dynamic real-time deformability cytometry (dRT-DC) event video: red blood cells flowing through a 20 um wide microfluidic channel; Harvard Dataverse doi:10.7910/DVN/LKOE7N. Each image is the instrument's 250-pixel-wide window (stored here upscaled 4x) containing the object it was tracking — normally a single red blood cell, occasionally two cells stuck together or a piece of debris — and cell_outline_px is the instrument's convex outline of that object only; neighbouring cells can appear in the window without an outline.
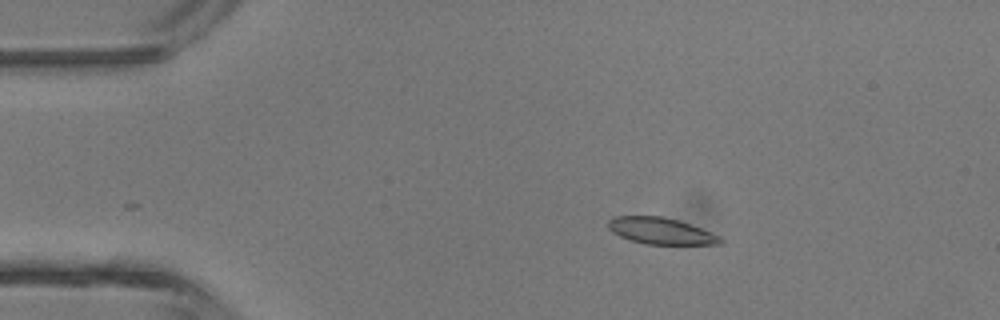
{"species": "common noctule bat (a hibernating species)", "species_latin": "Nyctalus noctula", "temperature_condition": "room temperature", "stored_images_in_passage": 29, "camera_frame_rate_fps": 3000, "um_per_image_px": 0.085, "animal": {"sex": "male", "body_mass_g": 13.3}, "frame": {"image": 1, "passage_image": 1, "time_ms": 0.0, "image_size_px": [1000, 320], "cell_outline_px": [[724, 240], [720, 244], [644, 244], [620, 236], [612, 232], [608, 228], [608, 220], [612, 216], [660, 216], [676, 220], [700, 228], [720, 236]], "centroid_in_image_um": [56.14, 19.63], "position_along_channel_um": 28.9, "area_um2": 17.11}}
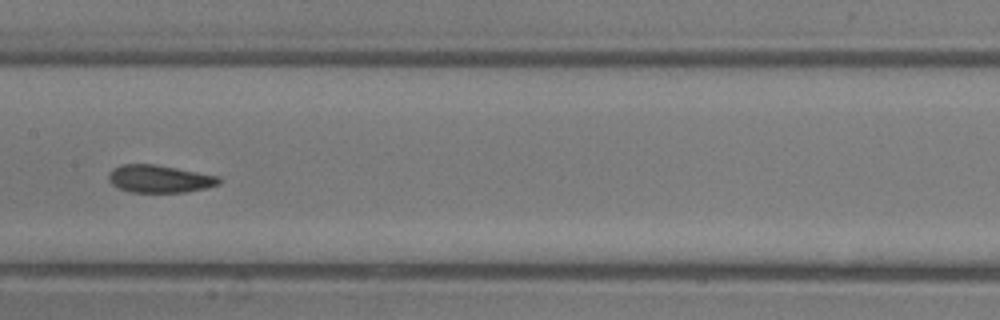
{"frame": {"image": 2, "passage_image": 16, "time_ms": 5.0, "image_size_px": [1000, 320], "cell_outline_px": [[220, 184], [204, 188], [184, 192], [132, 192], [120, 188], [112, 184], [108, 180], [108, 176], [112, 168], [124, 164], [156, 164], [220, 176]], "centroid_in_image_um": [13.56, 15.19], "position_along_channel_um": 193.8, "area_um2": 17.69}}
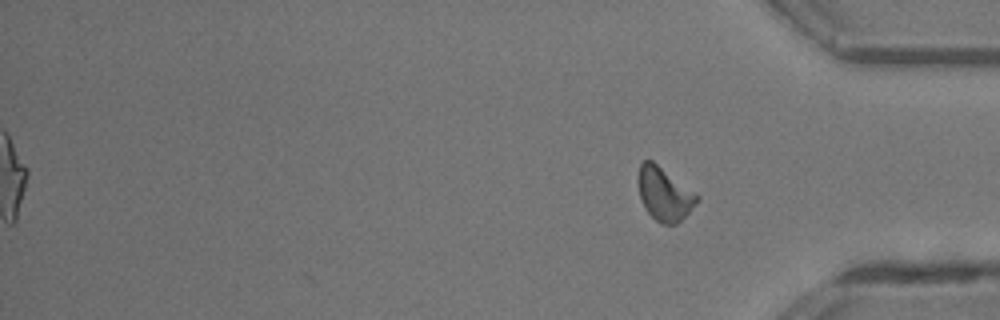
{"frame": {"image": 3, "passage_image": 29, "time_ms": 9.333, "image_size_px": [1000, 320], "cell_outline_px": [[700, 200], [676, 224], [660, 224], [644, 208], [640, 196], [636, 180], [636, 176], [640, 164], [644, 160], [652, 160], [696, 192], [700, 196]], "centroid_in_image_um": [56.45, 16.46], "position_along_channel_um": 378.7, "area_um2": 18.5}, "authors_computed_cell_mechanics": {"area_um2": 17.6868, "velocity_mm_per_s": 4.4514, "shape_relaxation_time_tau1_ms": null, "shape_relaxation_time_tau2_ms": 4.7876, "deformation_change_tau1": null, "deformation_change_tau2": 0.1246}}